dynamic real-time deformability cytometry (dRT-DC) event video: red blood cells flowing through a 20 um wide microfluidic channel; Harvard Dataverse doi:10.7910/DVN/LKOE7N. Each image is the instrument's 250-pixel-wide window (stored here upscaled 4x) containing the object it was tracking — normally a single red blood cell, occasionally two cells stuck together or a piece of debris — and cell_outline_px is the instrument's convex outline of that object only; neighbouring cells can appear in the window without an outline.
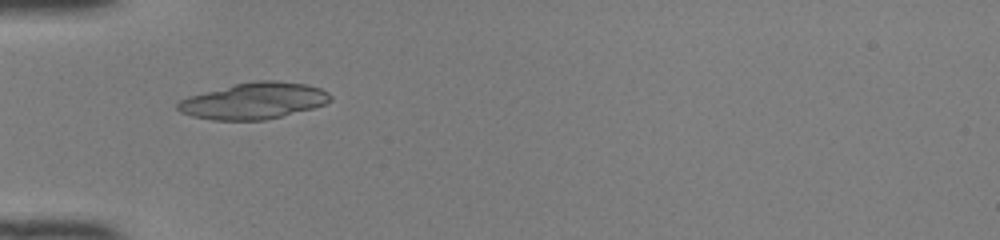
{"species": "common noctule bat (a hibernating species)", "species_latin": "Nyctalus noctula", "temperature_condition": "room temperature", "stored_images_in_passage": 33, "camera_frame_rate_fps": 3000, "um_per_image_px": 0.085, "animal": {"sex": "female", "body_mass_g": 22.0, "forearm_length_mm": 56.7}, "frame": {"image": 1, "passage_image": 1, "time_ms": 0.0, "image_size_px": [1000, 240], "cell_outline_px": [[332, 100], [324, 104], [312, 108], [264, 120], [212, 120], [192, 116], [180, 112], [176, 108], [176, 104], [180, 100], [188, 96], [236, 84], [256, 80], [276, 80], [308, 84], [320, 88], [328, 92], [332, 96]], "centroid_in_image_um": [21.58, 8.57], "position_along_channel_um": 63.4, "area_um2": 32.25}}
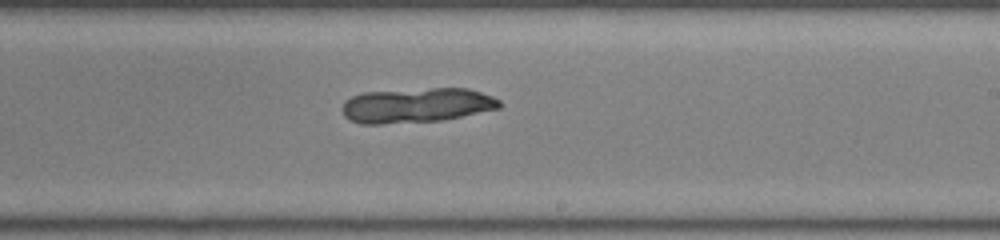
{"frame": {"image": 2, "passage_image": 15, "time_ms": 4.667, "image_size_px": [1000, 240], "cell_outline_px": [[500, 108], [440, 120], [380, 124], [360, 124], [348, 120], [344, 116], [340, 108], [352, 96], [364, 92], [432, 88], [468, 88], [492, 96], [500, 100]], "centroid_in_image_um": [35.37, 8.95], "position_along_channel_um": 253.6, "area_um2": 31.73}}
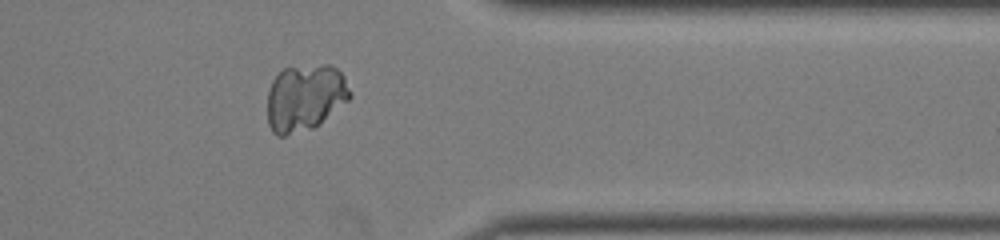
{"frame": {"image": 3, "passage_image": 25, "time_ms": 8.0, "image_size_px": [1000, 240], "cell_outline_px": [[352, 96], [348, 100], [312, 128], [284, 136], [276, 136], [272, 132], [268, 124], [268, 92], [272, 80], [284, 68], [324, 64], [332, 64], [344, 76], [352, 92]], "centroid_in_image_um": [25.92, 8.28], "position_along_channel_um": 385.5, "area_um2": 32.02}}